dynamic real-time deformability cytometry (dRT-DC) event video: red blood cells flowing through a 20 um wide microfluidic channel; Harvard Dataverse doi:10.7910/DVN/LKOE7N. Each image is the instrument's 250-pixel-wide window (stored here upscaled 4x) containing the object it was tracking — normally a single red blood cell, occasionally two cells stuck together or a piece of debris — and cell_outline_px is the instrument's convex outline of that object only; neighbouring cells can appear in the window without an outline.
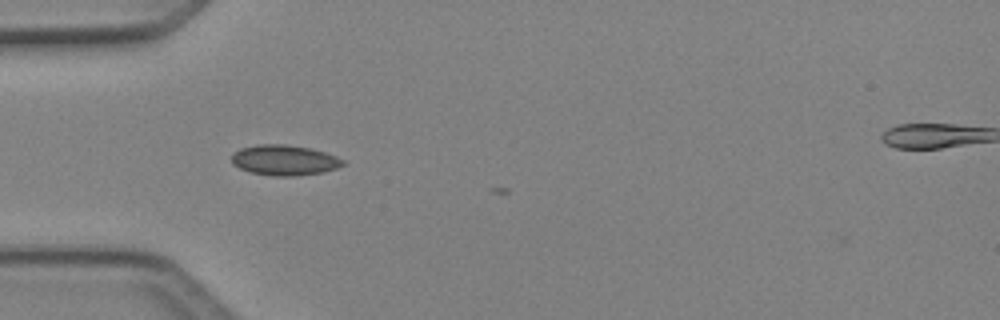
{"species": "Egyptian fruit bat (a non-hibernating species)", "species_latin": "Rousettus aegyptiacus", "temperature_condition": "cold", "stored_images_in_passage": 3, "camera_frame_rate_fps": 3000, "um_per_image_px": 0.085, "animal": {"sex": "female"}, "frame": {"image": 1, "passage_image": 2, "time_ms": 0.333, "image_size_px": [1000, 320], "cell_outline_px": [[348, 164], [324, 172], [292, 176], [272, 176], [252, 172], [240, 168], [232, 164], [232, 152], [240, 148], [260, 144], [284, 144], [312, 148], [336, 156], [344, 160]], "centroid_in_image_um": [24.19, 13.61], "position_along_channel_um": 60.8, "area_um2": 19.83}}